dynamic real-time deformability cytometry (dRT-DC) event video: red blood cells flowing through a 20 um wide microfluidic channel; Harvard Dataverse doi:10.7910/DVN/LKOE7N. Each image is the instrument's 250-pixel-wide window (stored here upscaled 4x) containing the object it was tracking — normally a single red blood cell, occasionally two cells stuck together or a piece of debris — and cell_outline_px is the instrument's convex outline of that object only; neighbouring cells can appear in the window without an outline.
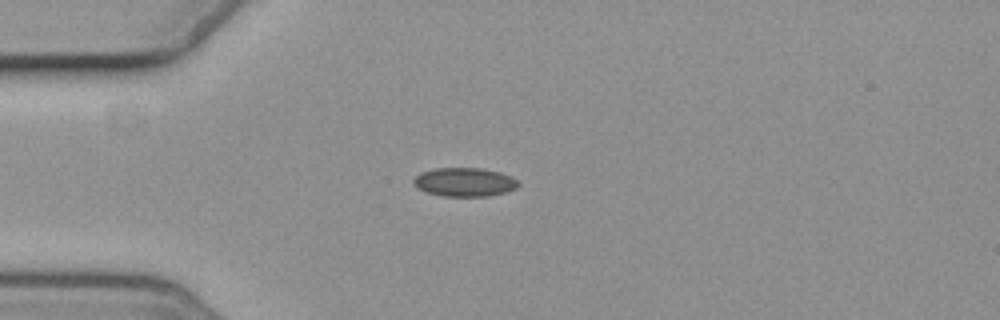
{"species": "common noctule bat (a hibernating species)", "species_latin": "Nyctalus noctula", "temperature_condition": "cold", "stored_images_in_passage": 1, "camera_frame_rate_fps": 3000, "um_per_image_px": 0.085, "animal": {"sex": "female", "body_mass_g": 19.3, "forearm_length_mm": 54.1}, "frame": {"image": 1, "passage_image": 1, "time_ms": 0.0, "image_size_px": [1000, 320], "cell_outline_px": [[520, 184], [516, 188], [504, 192], [488, 196], [440, 196], [428, 192], [420, 188], [412, 180], [420, 172], [436, 168], [480, 168], [500, 172], [512, 176]], "centroid_in_image_um": [39.51, 15.47], "position_along_channel_um": 45.5, "area_um2": 17.4}}